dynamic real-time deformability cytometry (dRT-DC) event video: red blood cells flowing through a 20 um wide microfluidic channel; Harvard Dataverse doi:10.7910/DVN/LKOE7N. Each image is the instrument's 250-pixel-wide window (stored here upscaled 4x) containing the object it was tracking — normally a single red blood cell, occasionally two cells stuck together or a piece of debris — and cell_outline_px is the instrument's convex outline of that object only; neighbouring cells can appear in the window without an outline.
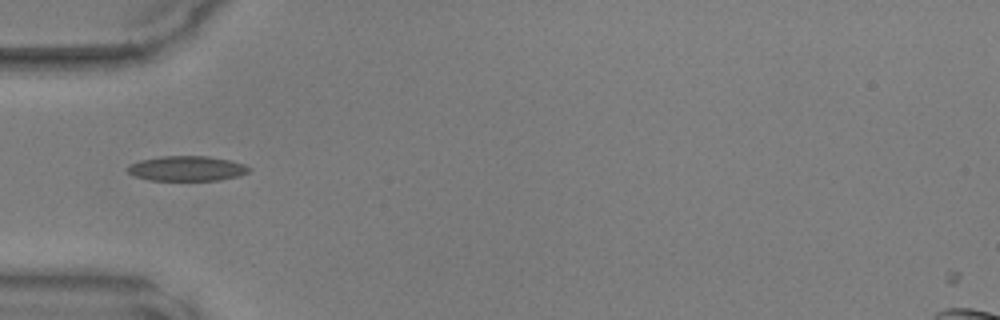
{"species": "common noctule bat (a hibernating species)", "species_latin": "Nyctalus noctula", "temperature_condition": "warm", "stored_images_in_passage": 33, "camera_frame_rate_fps": 3000, "um_per_image_px": 0.085, "animal": {"sex": "male", "body_mass_g": 17.9, "forearm_length_mm": 54.2}, "frame": {"image": 1, "passage_image": 1, "time_ms": 0.0, "image_size_px": [1000, 320], "cell_outline_px": [[252, 168], [248, 172], [240, 176], [220, 180], [152, 180], [136, 176], [128, 172], [124, 168], [128, 164], [140, 160], [160, 156], [208, 156], [228, 160], [244, 164]], "centroid_in_image_um": [15.87, 14.31], "position_along_channel_um": 69.1, "area_um2": 17.74}}
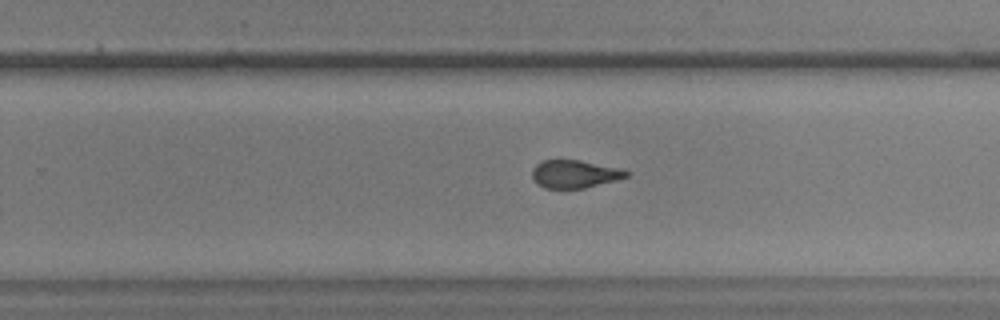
{"frame": {"image": 2, "passage_image": 16, "time_ms": 5.0, "image_size_px": [1000, 320], "cell_outline_px": [[632, 172], [628, 176], [616, 180], [584, 188], [544, 188], [536, 184], [532, 180], [532, 168], [540, 160], [580, 160], [620, 168]], "centroid_in_image_um": [48.82, 14.78], "position_along_channel_um": 281.0, "area_um2": 15.49}}
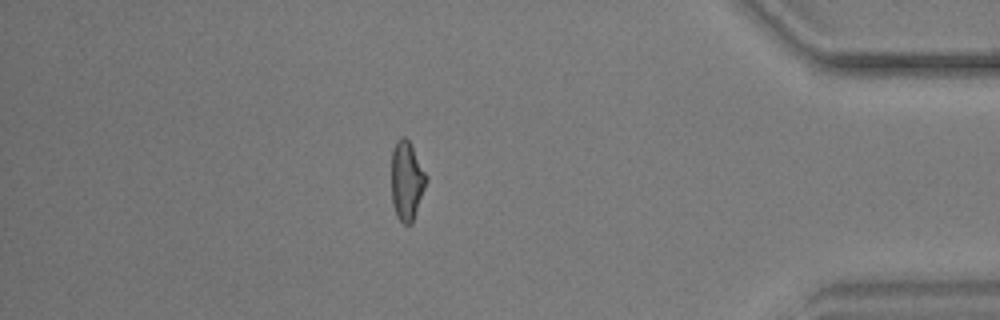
{"frame": {"image": 3, "passage_image": 27, "time_ms": 8.667, "image_size_px": [1000, 320], "cell_outline_px": [[428, 180], [412, 224], [404, 224], [396, 216], [392, 204], [392, 148], [396, 140], [400, 136], [404, 136], [408, 140], [428, 176]], "centroid_in_image_um": [34.57, 15.36], "position_along_channel_um": 400.6, "area_um2": 16.18}}